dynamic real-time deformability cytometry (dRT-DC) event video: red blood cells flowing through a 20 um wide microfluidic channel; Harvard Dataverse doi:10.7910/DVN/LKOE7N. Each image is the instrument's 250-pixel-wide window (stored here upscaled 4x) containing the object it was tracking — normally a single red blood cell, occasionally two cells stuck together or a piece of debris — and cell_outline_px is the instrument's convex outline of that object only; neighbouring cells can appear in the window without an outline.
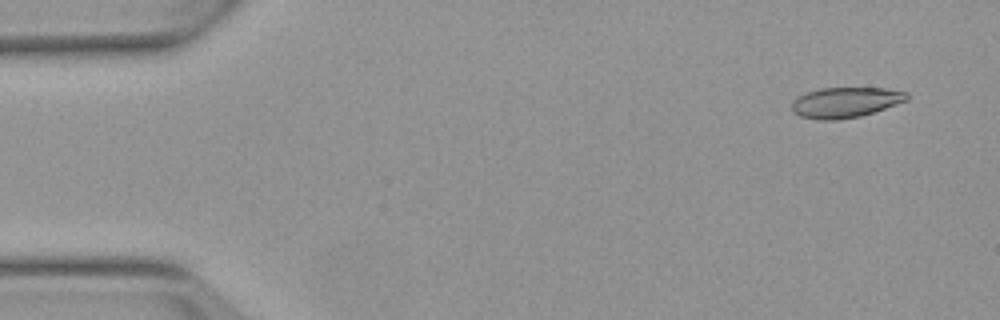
{"species": "Egyptian fruit bat (a non-hibernating species)", "species_latin": "Rousettus aegyptiacus", "temperature_condition": "warm", "stored_images_in_passage": 4, "camera_frame_rate_fps": 3000, "um_per_image_px": 0.085, "animal": {"sex": "female"}, "frame": {"image": 1, "passage_image": 1, "time_ms": 0.0, "image_size_px": [1000, 320], "cell_outline_px": [[908, 100], [860, 116], [836, 120], [816, 120], [800, 116], [792, 112], [792, 100], [796, 96], [820, 88], [884, 88], [908, 92]], "centroid_in_image_um": [71.82, 8.7], "position_along_channel_um": 13.2, "area_um2": 20.4}}
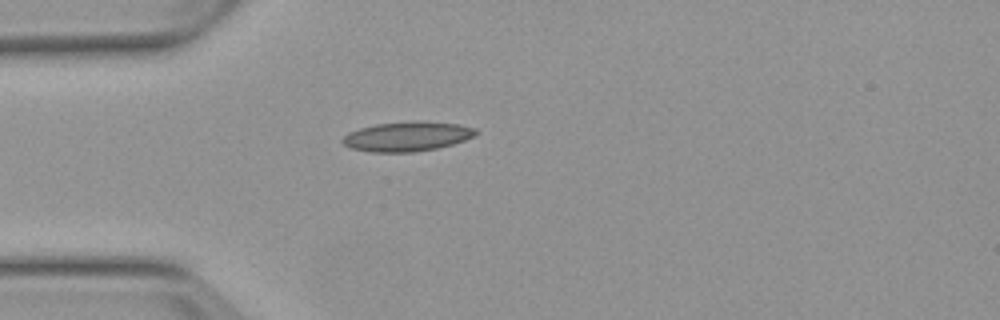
{"frame": {"image": 2, "passage_image": 4, "time_ms": 3.667, "image_size_px": [1000, 320], "cell_outline_px": [[476, 136], [452, 144], [436, 148], [412, 152], [372, 152], [352, 148], [344, 144], [340, 140], [348, 132], [360, 128], [376, 124], [456, 124], [476, 128]], "centroid_in_image_um": [34.55, 11.65], "position_along_channel_um": 50.4, "area_um2": 21.73}}